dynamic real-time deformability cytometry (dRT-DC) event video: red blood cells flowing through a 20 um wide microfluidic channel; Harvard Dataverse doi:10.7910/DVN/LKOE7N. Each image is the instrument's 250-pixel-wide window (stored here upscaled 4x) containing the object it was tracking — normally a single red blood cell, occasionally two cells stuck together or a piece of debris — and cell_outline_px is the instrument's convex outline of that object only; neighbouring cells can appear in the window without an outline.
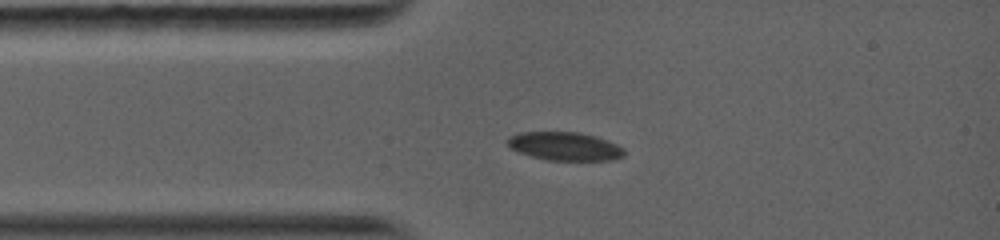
{"species": "common noctule bat (a hibernating species)", "species_latin": "Nyctalus noctula", "temperature_condition": "warm", "stored_images_in_passage": 31, "camera_frame_rate_fps": 5000, "um_per_image_px": 0.085, "animal": {"sex": "female", "body_mass_g": 19.0, "forearm_length_mm": 56.7}, "frame": {"image": 1, "passage_image": 1, "time_ms": 0.0, "image_size_px": [1000, 240], "cell_outline_px": [[624, 156], [612, 160], [544, 160], [520, 152], [512, 148], [508, 144], [508, 136], [520, 132], [580, 132], [596, 136], [616, 144], [624, 148]], "centroid_in_image_um": [48.02, 12.43], "position_along_channel_um": 37.0, "area_um2": 19.25}}
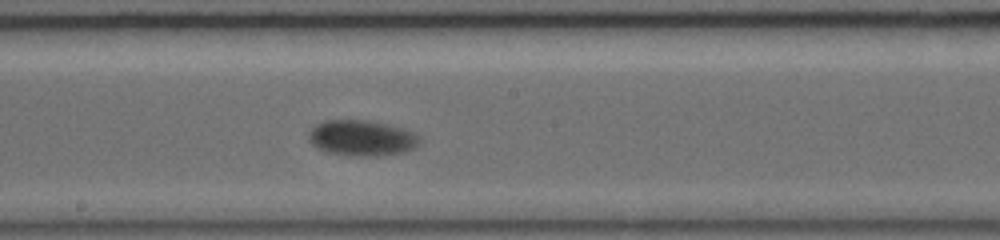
{"frame": {"image": 2, "passage_image": 14, "time_ms": 4.8, "image_size_px": [1000, 240], "cell_outline_px": [[420, 140], [412, 148], [400, 152], [380, 156], [360, 156], [328, 152], [312, 144], [308, 140], [308, 132], [316, 124], [324, 120], [368, 120], [400, 128], [416, 136]], "centroid_in_image_um": [30.65, 11.72], "position_along_channel_um": 217.5, "area_um2": 22.43}}
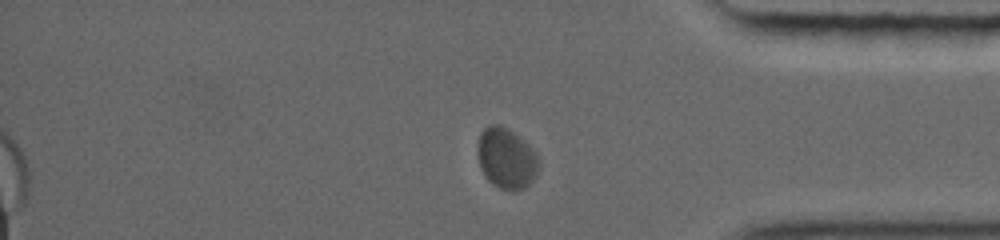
{"frame": {"image": 3, "passage_image": 27, "time_ms": 9.6, "image_size_px": [1000, 240], "cell_outline_px": [[540, 164], [536, 176], [524, 188], [500, 188], [492, 184], [484, 176], [480, 168], [476, 152], [476, 148], [480, 132], [488, 124], [500, 124], [508, 128], [524, 140], [536, 152]], "centroid_in_image_um": [43.01, 13.41], "position_along_channel_um": 392.2, "area_um2": 21.85}, "authors_computed_cell_mechanics": {"area_um2": 21.8484, "velocity_mm_per_s": 3.908, "shape_relaxation_time_tau1_ms": 3.3309, "shape_relaxation_time_tau2_ms": null, "deformation_change_tau1": 0.0965, "deformation_change_tau2": null}}